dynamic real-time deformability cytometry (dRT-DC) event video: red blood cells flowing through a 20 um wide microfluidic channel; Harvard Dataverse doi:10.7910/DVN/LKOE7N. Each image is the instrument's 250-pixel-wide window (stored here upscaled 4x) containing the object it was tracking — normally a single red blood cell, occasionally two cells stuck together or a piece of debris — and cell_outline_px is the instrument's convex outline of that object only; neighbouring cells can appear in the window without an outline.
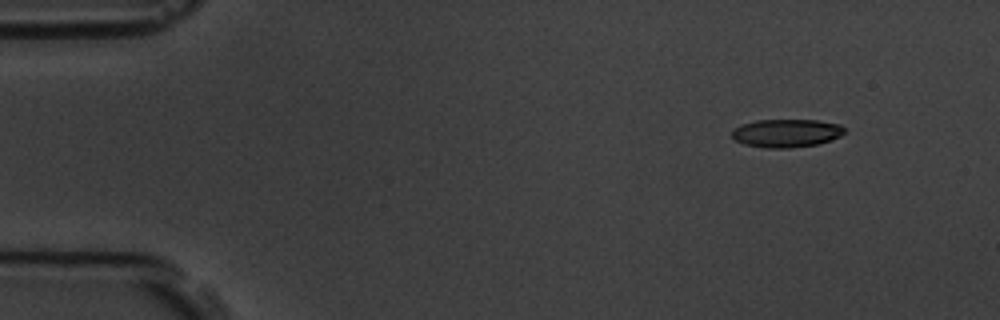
{"species": "common noctule bat (a hibernating species)", "species_latin": "Nyctalus noctula", "temperature_condition": "room temperature", "stored_images_in_passage": 5, "camera_frame_rate_fps": 3000, "um_per_image_px": 0.085, "animal": {"sex": "male", "body_mass_g": 19.5, "forearm_length_mm": 54.6}, "frame": {"image": 1, "passage_image": 1, "time_ms": 0.0, "image_size_px": [1000, 320], "cell_outline_px": [[848, 132], [840, 136], [820, 144], [788, 148], [764, 148], [744, 144], [736, 140], [732, 136], [732, 128], [756, 120], [816, 120], [840, 124]], "centroid_in_image_um": [66.87, 11.32], "position_along_channel_um": 18.1, "area_um2": 18.61}}
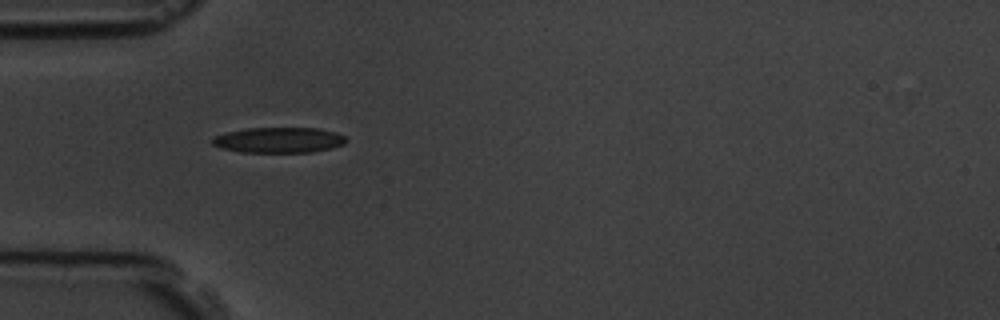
{"frame": {"image": 2, "passage_image": 4, "time_ms": 3.667, "image_size_px": [1000, 320], "cell_outline_px": [[348, 140], [344, 144], [332, 148], [312, 152], [240, 152], [220, 148], [212, 144], [212, 140], [216, 136], [228, 132], [248, 128], [316, 128], [336, 132], [344, 136]], "centroid_in_image_um": [23.73, 11.91], "position_along_channel_um": 61.3, "area_um2": 19.83}}
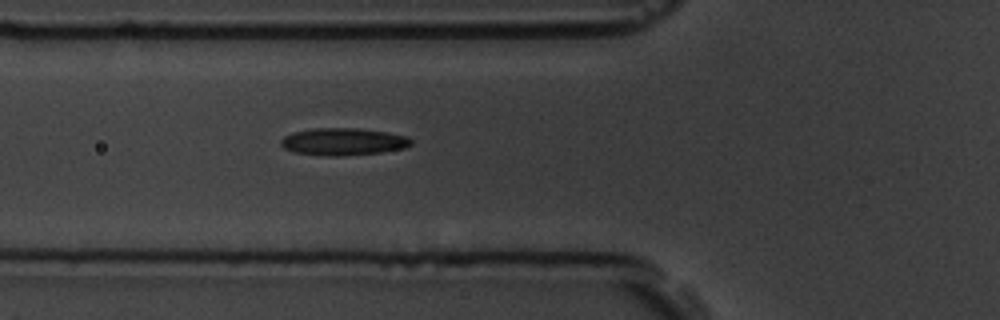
{"frame": {"image": 3, "passage_image": 5, "time_ms": 4.667, "image_size_px": [1000, 320], "cell_outline_px": [[412, 144], [404, 148], [380, 152], [344, 156], [324, 156], [296, 152], [284, 148], [280, 144], [280, 140], [284, 136], [292, 132], [312, 128], [360, 128], [408, 136], [412, 140]], "centroid_in_image_um": [29.16, 12.04], "position_along_channel_um": 96.6, "area_um2": 20.75}}